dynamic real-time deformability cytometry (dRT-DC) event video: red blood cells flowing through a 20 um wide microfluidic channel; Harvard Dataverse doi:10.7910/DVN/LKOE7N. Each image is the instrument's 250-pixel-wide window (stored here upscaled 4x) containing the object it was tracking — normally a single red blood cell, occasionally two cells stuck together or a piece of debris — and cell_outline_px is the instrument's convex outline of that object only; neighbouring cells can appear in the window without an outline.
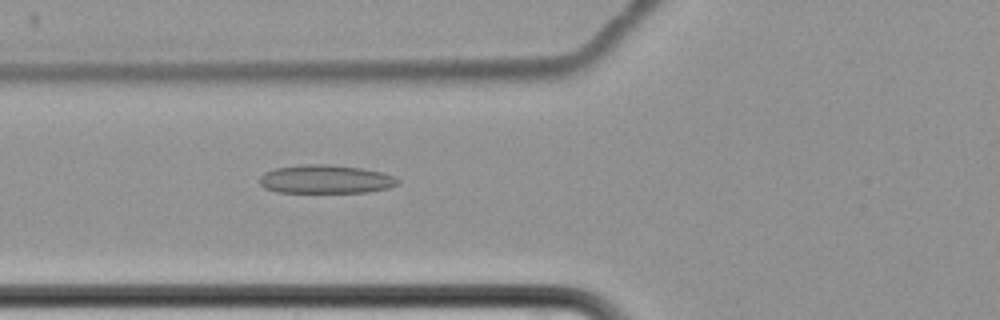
{"species": "common noctule bat (a hibernating species)", "species_latin": "Nyctalus noctula", "temperature_condition": "cold", "stored_images_in_passage": 5, "camera_frame_rate_fps": 3000, "um_per_image_px": 0.085, "animal": {"sex": "female", "body_mass_g": 22.7, "forearm_length_mm": 54.2}, "frame": {"image": 1, "passage_image": 5, "time_ms": 5.667, "image_size_px": [1000, 320], "cell_outline_px": [[400, 184], [388, 188], [368, 192], [276, 192], [264, 188], [260, 184], [260, 176], [264, 172], [276, 168], [300, 164], [332, 164], [360, 168], [384, 172], [396, 176], [400, 180]], "centroid_in_image_um": [27.71, 15.23], "position_along_channel_um": 98.1, "area_um2": 23.29}}